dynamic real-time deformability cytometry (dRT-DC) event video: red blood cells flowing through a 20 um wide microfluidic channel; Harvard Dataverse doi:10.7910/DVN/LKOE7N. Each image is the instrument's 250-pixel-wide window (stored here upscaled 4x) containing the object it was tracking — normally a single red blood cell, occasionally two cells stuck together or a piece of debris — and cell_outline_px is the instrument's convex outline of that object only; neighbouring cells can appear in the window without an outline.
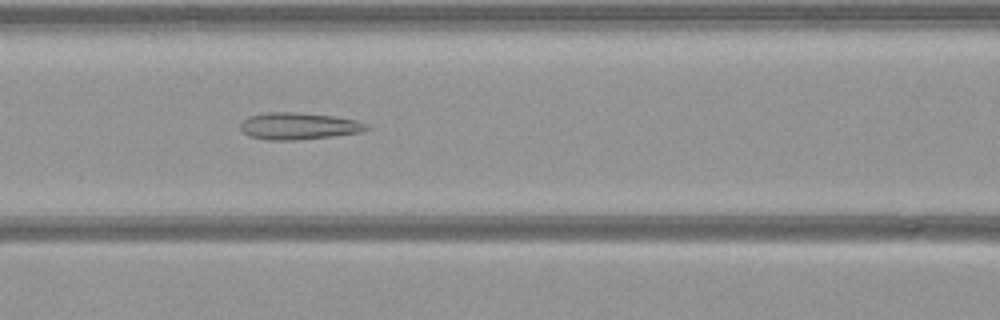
{"species": "common noctule bat (a hibernating species)", "species_latin": "Nyctalus noctula", "temperature_condition": "warm", "stored_images_in_passage": 46, "segment_of_instrument_passage": [1, 2], "camera_frame_rate_fps": 3000, "um_per_image_px": 0.085, "animal": {"sex": "female", "body_mass_g": 21.9}, "frame": {"image": 1, "passage_image": 22, "time_ms": 7.0, "image_size_px": [1000, 320], "cell_outline_px": [[372, 128], [360, 132], [332, 136], [296, 140], [264, 140], [248, 136], [240, 128], [240, 124], [248, 116], [268, 112], [296, 112], [336, 116], [356, 120], [368, 124]], "centroid_in_image_um": [25.39, 10.71], "position_along_channel_um": 141.2, "area_um2": 19.94}}
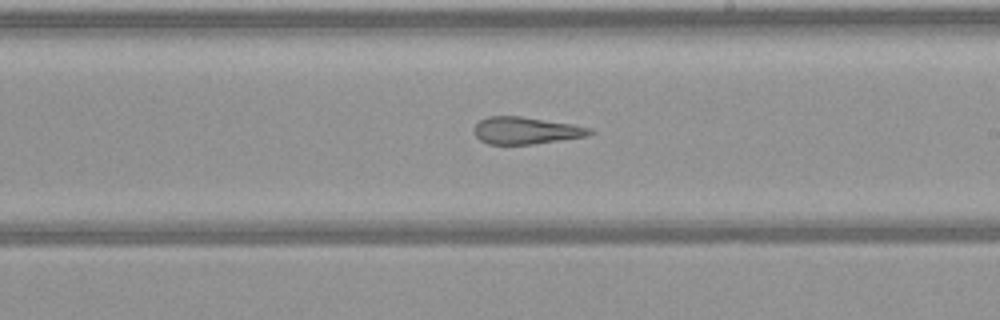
{"frame": {"image": 2, "passage_image": 30, "time_ms": 9.667, "image_size_px": [1000, 320], "cell_outline_px": [[596, 132], [588, 136], [532, 144], [488, 144], [480, 140], [476, 136], [472, 128], [480, 120], [488, 116], [520, 116], [572, 124], [592, 128]], "centroid_in_image_um": [44.71, 11.09], "position_along_channel_um": 244.3, "area_um2": 18.32}}
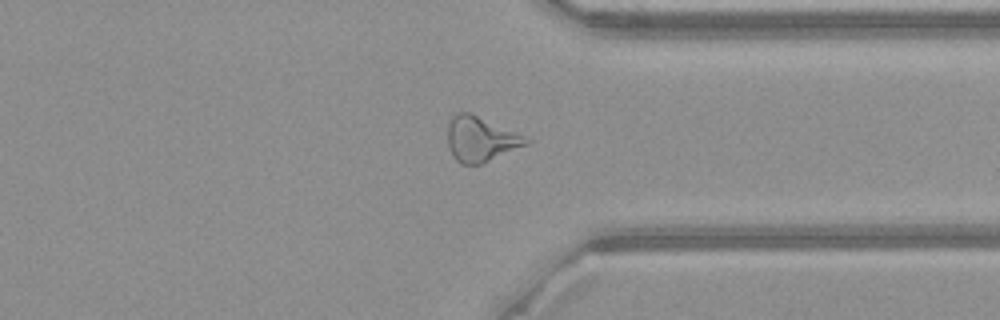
{"frame": {"image": 3, "passage_image": 40, "time_ms": 13.0, "image_size_px": [1000, 320], "cell_outline_px": [[532, 140], [528, 144], [480, 164], [460, 164], [452, 156], [448, 148], [448, 124], [452, 116], [456, 112], [472, 112], [524, 136]], "centroid_in_image_um": [40.82, 11.81], "position_along_channel_um": 370.6, "area_um2": 20.58}}